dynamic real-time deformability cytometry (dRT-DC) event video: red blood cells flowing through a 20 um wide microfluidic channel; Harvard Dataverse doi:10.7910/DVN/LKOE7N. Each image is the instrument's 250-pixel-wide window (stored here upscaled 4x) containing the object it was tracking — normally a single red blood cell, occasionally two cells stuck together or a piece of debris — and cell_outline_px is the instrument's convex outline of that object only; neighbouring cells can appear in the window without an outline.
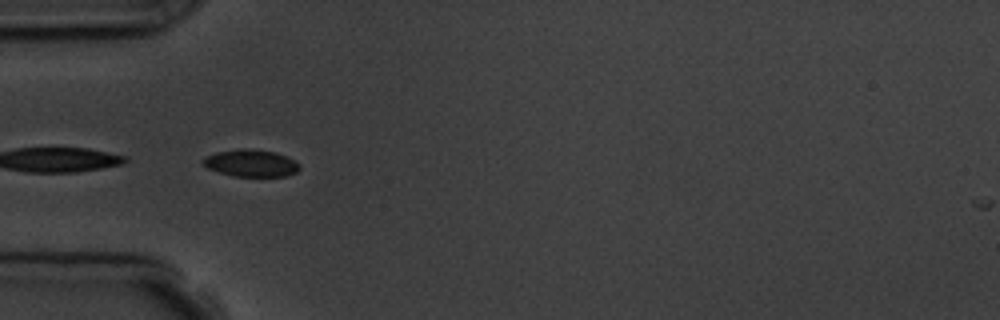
{"species": "common noctule bat (a hibernating species)", "species_latin": "Nyctalus noctula", "temperature_condition": "room temperature", "stored_images_in_passage": 6, "segment_of_instrument_passage": [2, 2], "camera_frame_rate_fps": 3000, "um_per_image_px": 0.085, "animal": {"sex": "male", "body_mass_g": 19.5, "forearm_length_mm": 54.6}, "frame": {"image": 1, "passage_image": 5, "time_ms": 5.667, "image_size_px": [1000, 320], "cell_outline_px": [[300, 168], [296, 172], [288, 176], [232, 176], [208, 168], [200, 160], [204, 156], [216, 152], [240, 148], [248, 148], [276, 152], [288, 156], [300, 164]], "centroid_in_image_um": [21.34, 13.85], "position_along_channel_um": 63.7, "area_um2": 15.43}}